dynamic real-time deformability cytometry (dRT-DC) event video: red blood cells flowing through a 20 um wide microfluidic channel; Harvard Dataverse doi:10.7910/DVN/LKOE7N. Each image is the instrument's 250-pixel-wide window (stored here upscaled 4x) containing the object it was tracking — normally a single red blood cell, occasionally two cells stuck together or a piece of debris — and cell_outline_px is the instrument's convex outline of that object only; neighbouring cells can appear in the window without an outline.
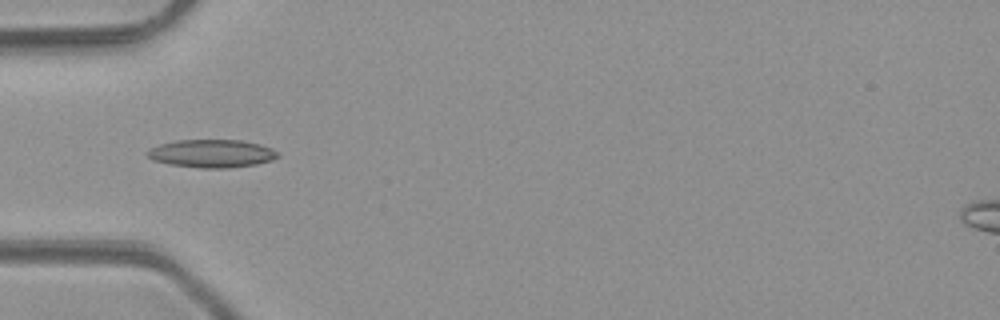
{"species": "common noctule bat (a hibernating species)", "species_latin": "Nyctalus noctula", "temperature_condition": "room temperature", "stored_images_in_passage": 2, "camera_frame_rate_fps": 3000, "um_per_image_px": 0.085, "animal": {"sex": "male", "body_mass_g": 23.1, "forearm_length_mm": 52.7}, "frame": {"image": 1, "passage_image": 2, "time_ms": 1.0, "image_size_px": [1000, 320], "cell_outline_px": [[280, 156], [272, 160], [256, 164], [228, 168], [200, 168], [168, 164], [152, 160], [144, 152], [148, 148], [160, 144], [176, 140], [240, 140], [260, 144], [272, 148]], "centroid_in_image_um": [17.96, 13.05], "position_along_channel_um": 67.0, "area_um2": 21.44}}